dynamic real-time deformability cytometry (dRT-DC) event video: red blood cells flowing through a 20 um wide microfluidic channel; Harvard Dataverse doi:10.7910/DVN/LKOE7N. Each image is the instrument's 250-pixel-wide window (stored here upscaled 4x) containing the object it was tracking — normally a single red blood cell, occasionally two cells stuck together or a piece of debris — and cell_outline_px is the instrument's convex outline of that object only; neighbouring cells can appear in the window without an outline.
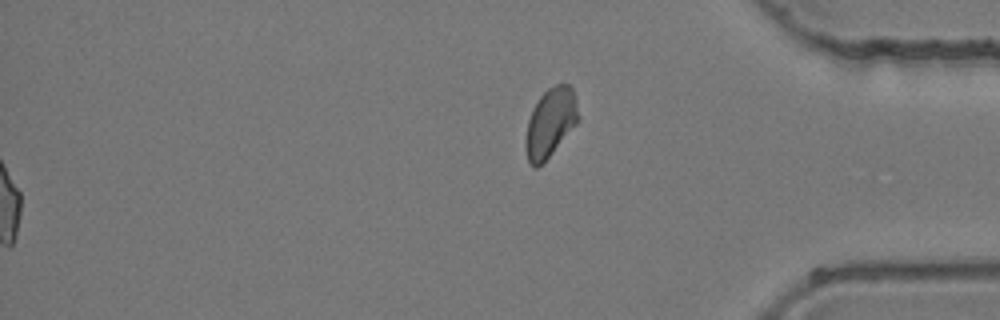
{"species": "common noctule bat (a hibernating species)", "species_latin": "Nyctalus noctula", "temperature_condition": "room temperature", "stored_images_in_passage": 45, "segment_of_instrument_passage": [2, 2], "camera_frame_rate_fps": 3000, "um_per_image_px": 0.085, "animal": {"sex": "female", "body_mass_g": 24.6, "forearm_length_mm": 56.2}, "frame": {"image": 1, "passage_image": 45, "time_ms": 14.667, "image_size_px": [1000, 320], "cell_outline_px": [[580, 120], [552, 152], [536, 168], [532, 168], [528, 160], [524, 148], [524, 144], [528, 120], [532, 108], [540, 96], [548, 88], [556, 84], [568, 84], [572, 88], [576, 100], [580, 116]], "centroid_in_image_um": [46.77, 10.41], "position_along_channel_um": 388.4, "area_um2": 21.15}}